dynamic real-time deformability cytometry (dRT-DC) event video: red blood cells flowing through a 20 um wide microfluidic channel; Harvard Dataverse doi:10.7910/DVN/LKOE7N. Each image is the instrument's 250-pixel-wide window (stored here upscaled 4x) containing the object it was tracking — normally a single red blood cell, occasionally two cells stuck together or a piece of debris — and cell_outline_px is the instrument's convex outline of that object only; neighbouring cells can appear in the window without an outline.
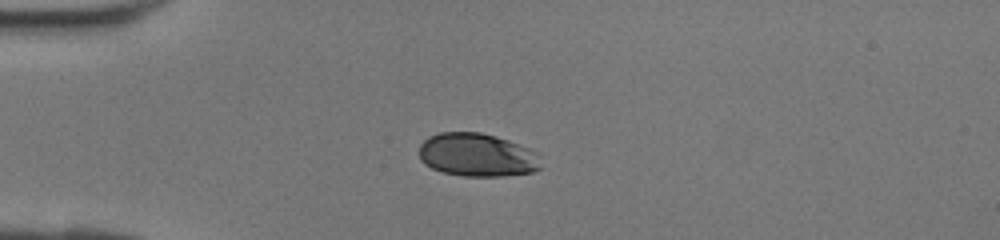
{"species": "human", "species_latin": "Homo sapiens", "temperature_condition": "room temperature", "stored_images_in_passage": 31, "camera_frame_rate_fps": 3000, "um_per_image_px": 0.085, "donor": {"sex": "female"}, "frame": {"image": 1, "passage_image": 1, "time_ms": 0.0, "image_size_px": [1000, 240], "cell_outline_px": [[540, 168], [532, 172], [504, 176], [464, 176], [444, 172], [432, 168], [424, 164], [420, 160], [420, 144], [428, 136], [440, 132], [480, 132], [496, 136], [508, 140], [540, 152]], "centroid_in_image_um": [40.58, 13.16], "position_along_channel_um": 44.4, "area_um2": 30.98}}
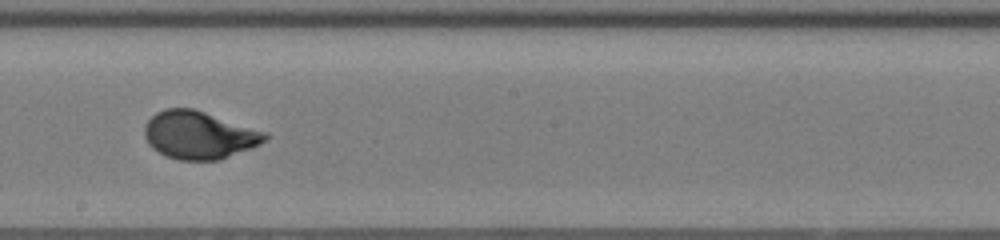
{"frame": {"image": 2, "passage_image": 14, "time_ms": 4.333, "image_size_px": [1000, 240], "cell_outline_px": [[268, 140], [252, 148], [220, 160], [180, 160], [168, 156], [152, 148], [148, 144], [144, 136], [144, 124], [156, 112], [164, 108], [192, 108], [268, 132]], "centroid_in_image_um": [16.93, 11.48], "position_along_channel_um": 231.3, "area_um2": 33.7}}
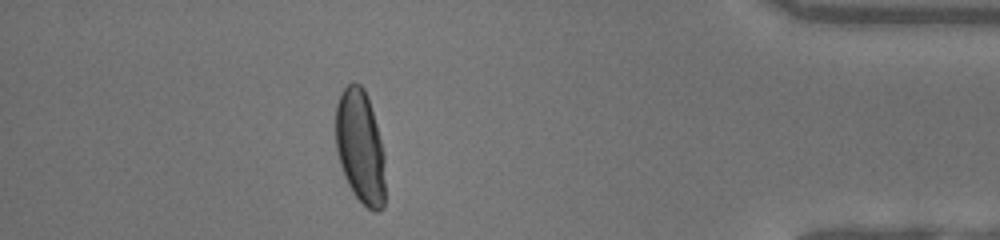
{"frame": {"image": 3, "passage_image": 27, "time_ms": 8.667, "image_size_px": [1000, 240], "cell_outline_px": [[384, 208], [376, 212], [368, 208], [352, 192], [344, 176], [340, 164], [336, 148], [336, 104], [344, 88], [352, 80], [360, 84], [364, 88], [368, 96], [384, 152]], "centroid_in_image_um": [30.62, 12.46], "position_along_channel_um": 404.6, "area_um2": 32.83}}